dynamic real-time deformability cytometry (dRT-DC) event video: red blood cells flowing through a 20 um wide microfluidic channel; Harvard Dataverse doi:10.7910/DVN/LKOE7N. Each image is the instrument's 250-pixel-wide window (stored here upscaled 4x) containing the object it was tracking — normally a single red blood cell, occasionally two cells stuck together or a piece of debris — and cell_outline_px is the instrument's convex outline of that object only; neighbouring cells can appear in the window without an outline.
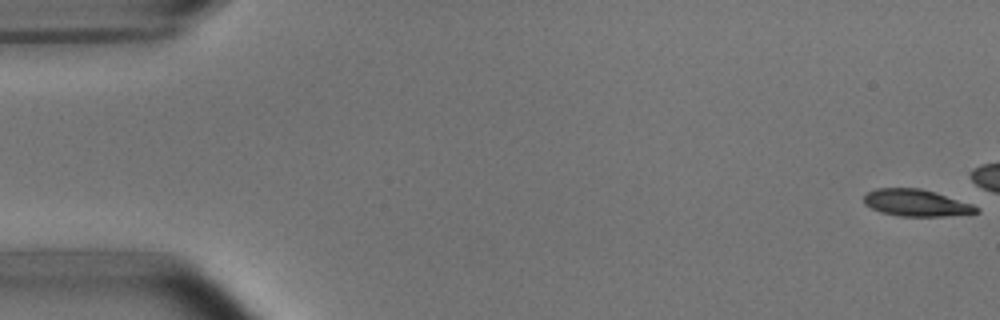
{"species": "common noctule bat (a hibernating species)", "species_latin": "Nyctalus noctula", "temperature_condition": "room temperature", "stored_images_in_passage": 15, "camera_frame_rate_fps": 3000, "um_per_image_px": 0.085, "animal": {"sex": "male", "body_mass_g": 15.6}, "frame": {"image": 1, "passage_image": 1, "time_ms": 0.0, "image_size_px": [1000, 320], "cell_outline_px": [[980, 212], [944, 216], [900, 216], [880, 212], [864, 204], [864, 196], [868, 192], [876, 188], [920, 188], [972, 204], [980, 208]], "centroid_in_image_um": [77.86, 17.25], "position_along_channel_um": 7.1, "area_um2": 17.4}}